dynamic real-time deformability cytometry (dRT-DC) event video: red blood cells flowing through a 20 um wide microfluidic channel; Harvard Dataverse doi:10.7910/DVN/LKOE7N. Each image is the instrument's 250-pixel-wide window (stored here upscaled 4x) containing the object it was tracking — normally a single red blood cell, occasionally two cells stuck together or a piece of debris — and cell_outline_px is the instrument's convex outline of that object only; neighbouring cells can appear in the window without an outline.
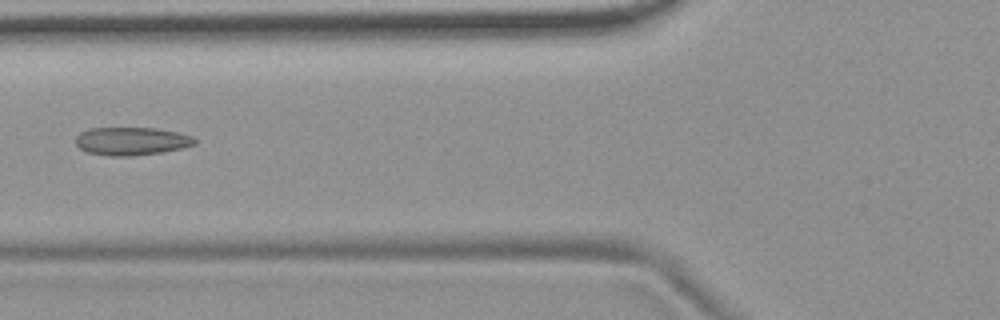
{"species": "common noctule bat (a hibernating species)", "species_latin": "Nyctalus noctula", "temperature_condition": "room temperature", "stored_images_in_passage": 2, "camera_frame_rate_fps": 3000, "um_per_image_px": 0.085, "animal": {"sex": "female", "body_mass_g": 19.9}, "frame": {"image": 1, "passage_image": 2, "time_ms": 0.333, "image_size_px": [1000, 320], "cell_outline_px": [[196, 144], [184, 148], [164, 152], [132, 156], [108, 156], [88, 152], [80, 148], [76, 144], [76, 136], [80, 132], [88, 128], [156, 128], [176, 132], [192, 136], [196, 140]], "centroid_in_image_um": [11.19, 12.0], "position_along_channel_um": 114.6, "area_um2": 19.59}}